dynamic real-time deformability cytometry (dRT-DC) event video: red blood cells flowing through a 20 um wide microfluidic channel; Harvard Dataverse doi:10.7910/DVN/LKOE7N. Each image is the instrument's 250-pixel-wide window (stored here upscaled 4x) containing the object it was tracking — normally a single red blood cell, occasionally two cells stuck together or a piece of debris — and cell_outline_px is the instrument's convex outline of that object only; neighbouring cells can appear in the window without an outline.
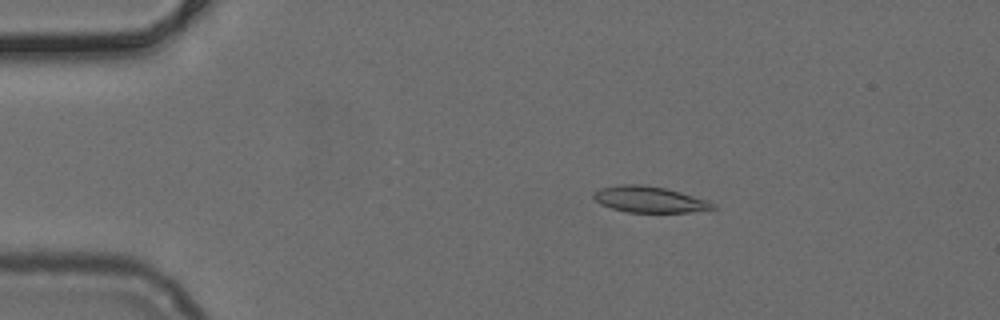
{"species": "common noctule bat (a hibernating species)", "species_latin": "Nyctalus noctula", "temperature_condition": "cold", "stored_images_in_passage": 52, "camera_frame_rate_fps": 3000, "um_per_image_px": 0.085, "animal": {"sex": "female", "body_mass_g": 24.6, "forearm_length_mm": 56.2}, "frame": {"image": 1, "passage_image": 10, "time_ms": 3.0, "image_size_px": [1000, 320], "cell_outline_px": [[716, 208], [688, 212], [628, 212], [612, 208], [600, 204], [592, 196], [592, 192], [600, 188], [620, 184], [644, 184], [664, 188], [680, 192], [708, 200], [716, 204]], "centroid_in_image_um": [55.18, 16.94], "position_along_channel_um": 29.8, "area_um2": 18.15}}
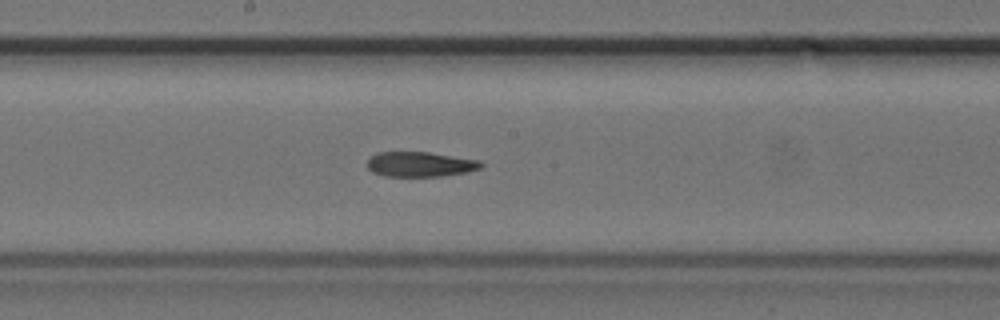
{"frame": {"image": 2, "passage_image": 28, "time_ms": 9.0, "image_size_px": [1000, 320], "cell_outline_px": [[484, 164], [480, 168], [468, 172], [440, 176], [384, 176], [372, 172], [368, 168], [368, 160], [376, 152], [428, 152], [480, 160]], "centroid_in_image_um": [35.72, 13.96], "position_along_channel_um": 212.5, "area_um2": 16.53}}
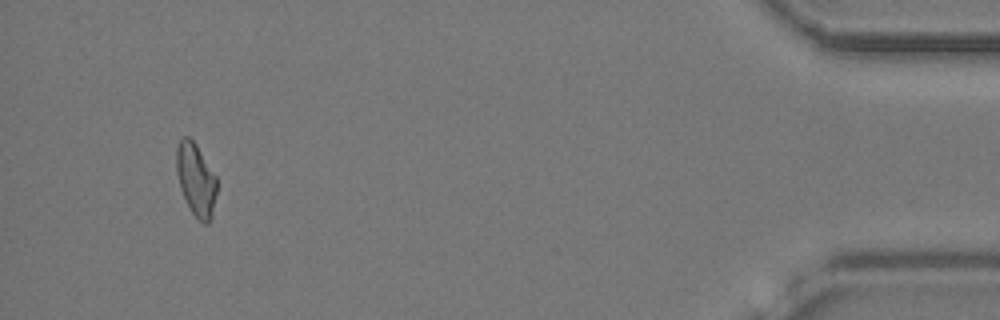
{"frame": {"image": 3, "passage_image": 49, "time_ms": 16.0, "image_size_px": [1000, 320], "cell_outline_px": [[216, 192], [212, 216], [208, 224], [204, 224], [196, 220], [180, 188], [176, 172], [176, 148], [180, 140], [184, 136], [188, 136], [196, 144], [216, 176]], "centroid_in_image_um": [16.65, 15.28], "position_along_channel_um": 418.6, "area_um2": 17.05}}